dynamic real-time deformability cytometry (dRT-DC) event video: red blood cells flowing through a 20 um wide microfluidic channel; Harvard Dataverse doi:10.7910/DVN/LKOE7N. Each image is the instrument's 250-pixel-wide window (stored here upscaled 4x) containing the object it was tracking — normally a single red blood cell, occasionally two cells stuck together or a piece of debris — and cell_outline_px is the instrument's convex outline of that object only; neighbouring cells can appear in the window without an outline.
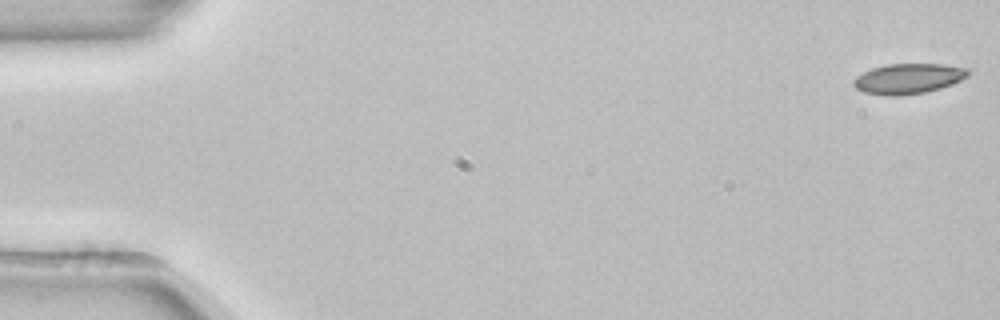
{"species": "common noctule bat (a hibernating species)", "species_latin": "Nyctalus noctula", "temperature_condition": "room temperature", "stored_images_in_passage": 17, "camera_frame_rate_fps": 3000, "um_per_image_px": 0.085, "animal": {"sex": "female", "body_mass_g": 22.7, "forearm_length_mm": 54.2}, "frame": {"image": 1, "passage_image": 1, "time_ms": 0.0, "image_size_px": [1000, 320], "cell_outline_px": [[972, 72], [968, 76], [952, 84], [940, 88], [924, 92], [896, 96], [884, 96], [864, 92], [856, 88], [852, 84], [852, 80], [856, 76], [872, 68], [888, 64], [940, 64], [968, 68]], "centroid_in_image_um": [77.2, 6.68], "position_along_channel_um": 7.8, "area_um2": 20.23}}
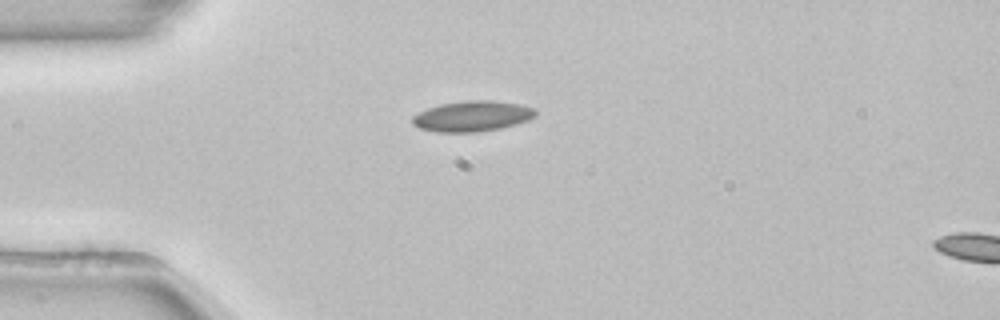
{"frame": {"image": 2, "passage_image": 14, "time_ms": 4.333, "image_size_px": [1000, 320], "cell_outline_px": [[536, 116], [528, 120], [516, 124], [500, 128], [476, 132], [436, 132], [420, 128], [412, 124], [412, 116], [428, 108], [440, 104], [468, 100], [488, 100], [520, 104], [536, 108]], "centroid_in_image_um": [40.15, 9.87], "position_along_channel_um": 44.8, "area_um2": 21.91}}